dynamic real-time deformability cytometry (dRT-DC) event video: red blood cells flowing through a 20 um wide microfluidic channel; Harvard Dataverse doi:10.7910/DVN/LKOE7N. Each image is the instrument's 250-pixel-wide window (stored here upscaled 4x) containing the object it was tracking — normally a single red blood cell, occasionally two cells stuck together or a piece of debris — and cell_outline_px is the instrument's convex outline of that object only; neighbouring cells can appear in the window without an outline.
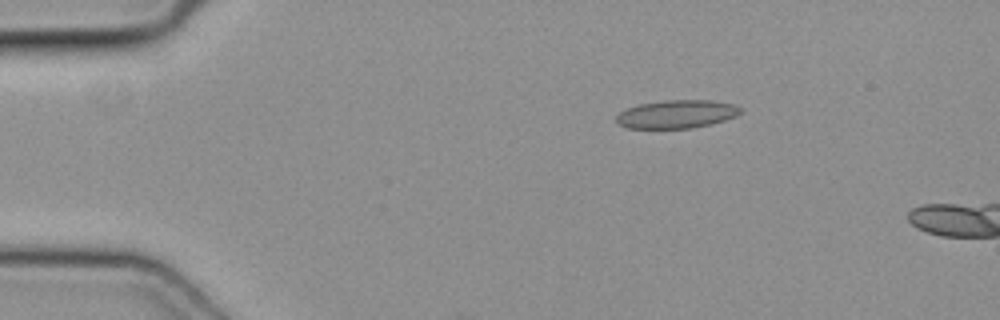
{"species": "common noctule bat (a hibernating species)", "species_latin": "Nyctalus noctula", "temperature_condition": "cold", "stored_images_in_passage": 6, "camera_frame_rate_fps": 3000, "um_per_image_px": 0.085, "animal": {"sex": "female", "body_mass_g": 19.3, "forearm_length_mm": 54.1}, "frame": {"image": 1, "passage_image": 1, "time_ms": 0.0, "image_size_px": [1000, 320], "cell_outline_px": [[740, 112], [736, 116], [724, 120], [708, 124], [688, 128], [628, 128], [616, 124], [616, 116], [620, 112], [628, 108], [640, 104], [668, 100], [708, 100], [732, 104], [740, 108]], "centroid_in_image_um": [57.46, 9.7], "position_along_channel_um": 27.5, "area_um2": 20.06}}